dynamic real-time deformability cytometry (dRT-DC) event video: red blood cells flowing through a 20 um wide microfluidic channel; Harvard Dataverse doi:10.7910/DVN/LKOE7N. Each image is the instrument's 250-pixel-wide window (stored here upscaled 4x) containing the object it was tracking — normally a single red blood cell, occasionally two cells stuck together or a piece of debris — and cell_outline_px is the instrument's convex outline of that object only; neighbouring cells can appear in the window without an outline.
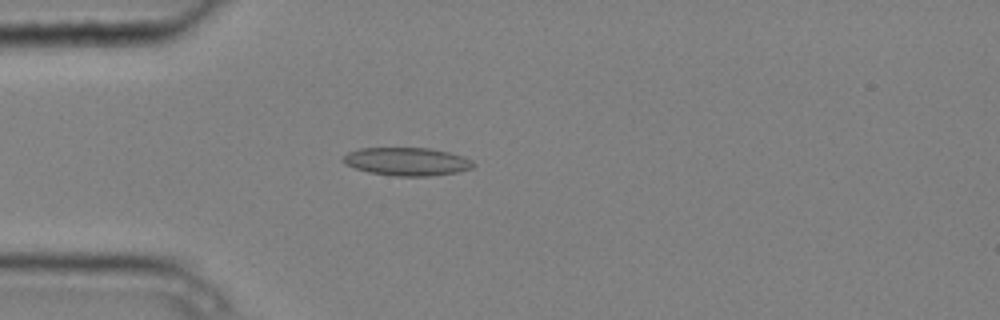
{"species": "common noctule bat (a hibernating species)", "species_latin": "Nyctalus noctula", "temperature_condition": "cold", "stored_images_in_passage": 2, "camera_frame_rate_fps": 3000, "um_per_image_px": 0.085, "animal": {"sex": "male", "body_mass_g": 20.4}, "frame": {"image": 1, "passage_image": 2, "time_ms": 0.333, "image_size_px": [1000, 320], "cell_outline_px": [[476, 164], [472, 168], [456, 172], [428, 176], [396, 176], [368, 172], [344, 164], [340, 160], [348, 152], [360, 148], [428, 148], [448, 152], [464, 156], [472, 160]], "centroid_in_image_um": [34.58, 13.73], "position_along_channel_um": 50.4, "area_um2": 21.33}}